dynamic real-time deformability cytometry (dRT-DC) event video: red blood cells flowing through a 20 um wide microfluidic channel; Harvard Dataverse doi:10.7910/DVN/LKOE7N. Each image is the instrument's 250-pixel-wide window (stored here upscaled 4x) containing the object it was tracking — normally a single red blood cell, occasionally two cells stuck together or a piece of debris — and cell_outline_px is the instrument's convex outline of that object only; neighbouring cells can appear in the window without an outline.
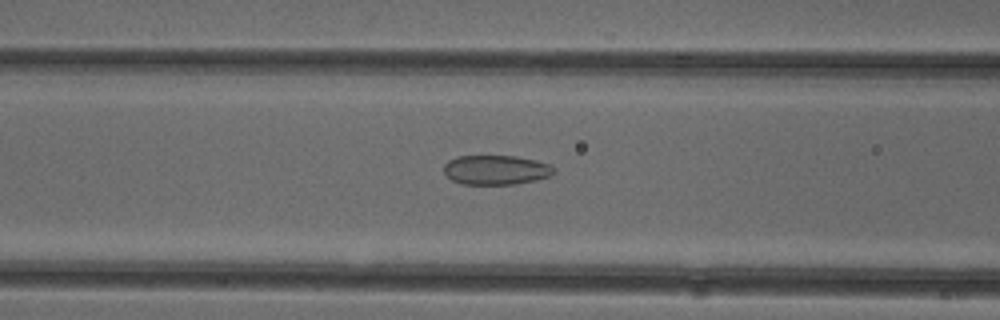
{"species": "common noctule bat (a hibernating species)", "species_latin": "Nyctalus noctula", "temperature_condition": "cold", "stored_images_in_passage": 51, "camera_frame_rate_fps": 3000, "um_per_image_px": 0.085, "animal": {"sex": "female"}, "frame": {"image": 1, "passage_image": 20, "time_ms": 6.333, "image_size_px": [1000, 320], "cell_outline_px": [[556, 172], [552, 176], [536, 180], [516, 184], [464, 184], [452, 180], [444, 172], [444, 164], [448, 160], [456, 156], [516, 156], [536, 160], [548, 164], [556, 168]], "centroid_in_image_um": [42.19, 14.44], "position_along_channel_um": 124.4, "area_um2": 19.07}}
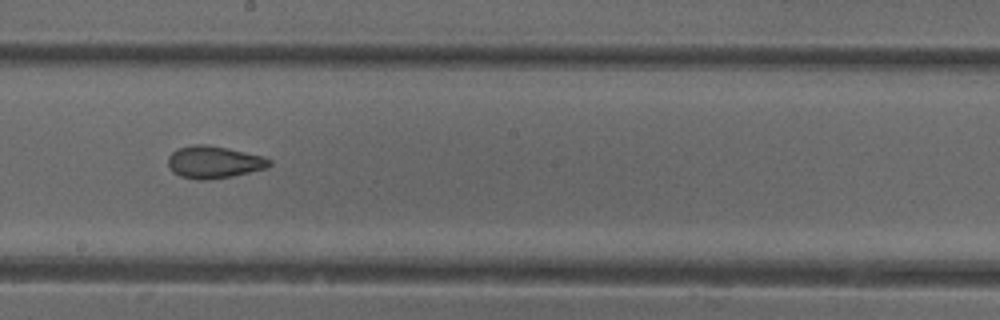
{"frame": {"image": 2, "passage_image": 28, "time_ms": 9.0, "image_size_px": [1000, 320], "cell_outline_px": [[272, 164], [268, 168], [232, 176], [208, 180], [196, 180], [180, 176], [172, 172], [168, 164], [168, 156], [176, 148], [196, 144], [204, 144], [228, 148], [264, 156], [272, 160]], "centroid_in_image_um": [18.19, 13.78], "position_along_channel_um": 230.0, "area_um2": 19.31}}
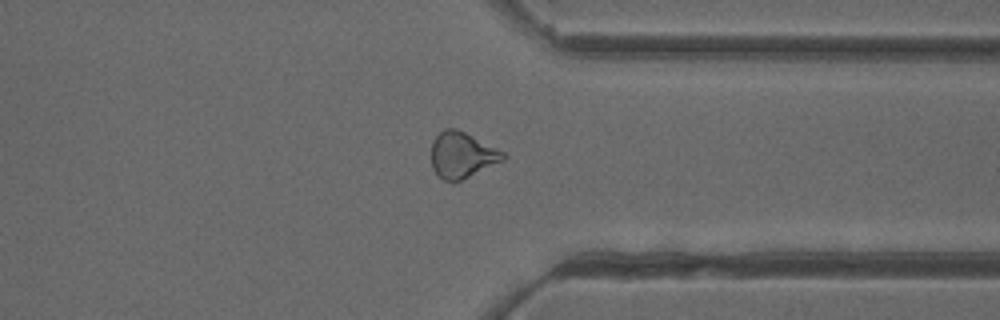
{"frame": {"image": 3, "passage_image": 39, "time_ms": 12.667, "image_size_px": [1000, 320], "cell_outline_px": [[508, 156], [504, 160], [460, 180], [444, 180], [432, 168], [432, 140], [444, 128], [456, 128], [504, 152]], "centroid_in_image_um": [39.27, 13.15], "position_along_channel_um": 372.1, "area_um2": 18.79}, "authors_computed_cell_mechanics": {"area_um2": 20.6924, "velocity_mm_per_s": 3.9576, "shape_relaxation_time_tau1_ms": null, "shape_relaxation_time_tau2_ms": 1.9581, "deformation_change_tau1": null, "deformation_change_tau2": 0.0905}}